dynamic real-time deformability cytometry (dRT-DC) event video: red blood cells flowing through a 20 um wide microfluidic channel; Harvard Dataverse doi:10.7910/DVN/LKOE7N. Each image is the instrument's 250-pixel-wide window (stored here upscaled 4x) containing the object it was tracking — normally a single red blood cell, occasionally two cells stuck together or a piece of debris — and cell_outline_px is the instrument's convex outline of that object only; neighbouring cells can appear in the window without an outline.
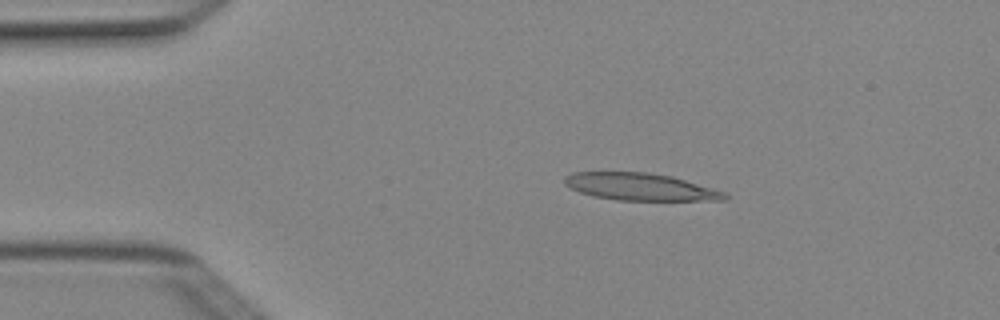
{"species": "Egyptian fruit bat (a non-hibernating species)", "species_latin": "Rousettus aegyptiacus", "temperature_condition": "cold", "stored_images_in_passage": 6, "camera_frame_rate_fps": 3000, "um_per_image_px": 0.085, "animal": {"sex": "female"}, "frame": {"image": 1, "passage_image": 2, "time_ms": 0.333, "image_size_px": [1000, 320], "cell_outline_px": [[728, 200], [616, 200], [592, 196], [580, 192], [564, 184], [564, 176], [572, 172], [648, 172], [672, 176], [712, 188], [724, 192], [728, 196]], "centroid_in_image_um": [54.39, 15.87], "position_along_channel_um": 30.6, "area_um2": 25.37}}
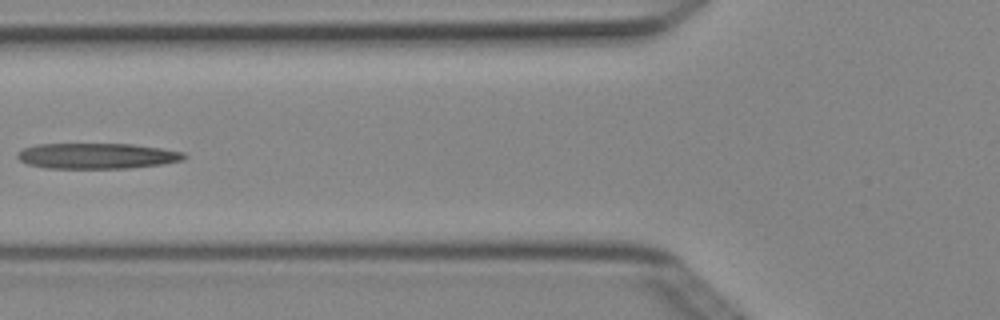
{"frame": {"image": 2, "passage_image": 4, "time_ms": 1.0, "image_size_px": [1000, 320], "cell_outline_px": [[188, 156], [184, 160], [164, 164], [128, 168], [44, 168], [28, 164], [20, 160], [16, 156], [16, 152], [24, 148], [36, 144], [132, 144], [160, 148], [184, 152]], "centroid_in_image_um": [8.25, 13.25], "position_along_channel_um": 117.5, "area_um2": 25.03}}
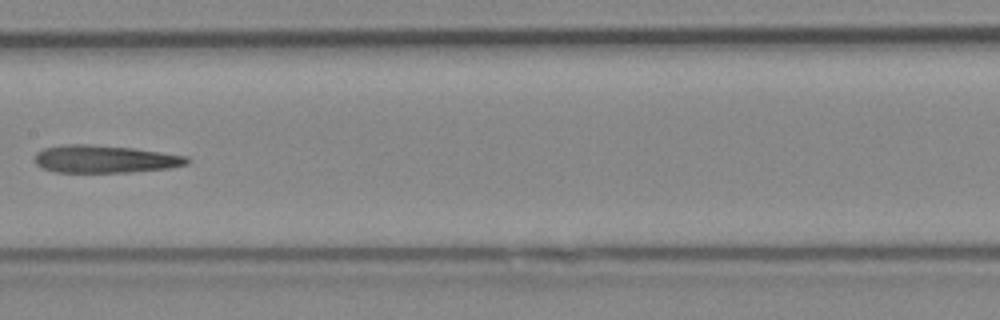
{"frame": {"image": 3, "passage_image": 6, "time_ms": 1.667, "image_size_px": [1000, 320], "cell_outline_px": [[188, 164], [168, 168], [128, 172], [56, 172], [44, 168], [36, 164], [32, 160], [36, 152], [44, 148], [68, 144], [88, 144], [132, 148], [188, 156]], "centroid_in_image_um": [8.86, 13.52], "position_along_channel_um": 198.5, "area_um2": 24.39}}